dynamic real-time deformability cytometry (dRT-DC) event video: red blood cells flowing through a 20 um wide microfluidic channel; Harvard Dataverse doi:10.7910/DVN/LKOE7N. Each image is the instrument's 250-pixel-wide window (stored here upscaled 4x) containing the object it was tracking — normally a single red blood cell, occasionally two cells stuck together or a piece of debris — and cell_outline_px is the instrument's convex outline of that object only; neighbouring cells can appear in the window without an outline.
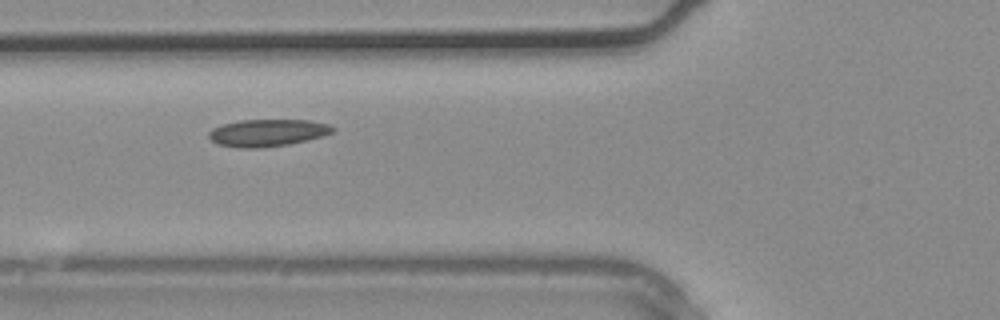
{"species": "common noctule bat (a hibernating species)", "species_latin": "Nyctalus noctula", "temperature_condition": "warm", "stored_images_in_passage": 3, "camera_frame_rate_fps": 3000, "um_per_image_px": 0.085, "animal": {"sex": "male", "body_mass_g": 20.4}, "frame": {"image": 1, "passage_image": 3, "time_ms": 0.667, "image_size_px": [1000, 320], "cell_outline_px": [[336, 132], [324, 136], [308, 140], [288, 144], [256, 148], [240, 148], [216, 144], [208, 136], [208, 132], [212, 128], [220, 124], [240, 120], [308, 120], [328, 124], [336, 128]], "centroid_in_image_um": [22.74, 11.28], "position_along_channel_um": 103.1, "area_um2": 19.83}}